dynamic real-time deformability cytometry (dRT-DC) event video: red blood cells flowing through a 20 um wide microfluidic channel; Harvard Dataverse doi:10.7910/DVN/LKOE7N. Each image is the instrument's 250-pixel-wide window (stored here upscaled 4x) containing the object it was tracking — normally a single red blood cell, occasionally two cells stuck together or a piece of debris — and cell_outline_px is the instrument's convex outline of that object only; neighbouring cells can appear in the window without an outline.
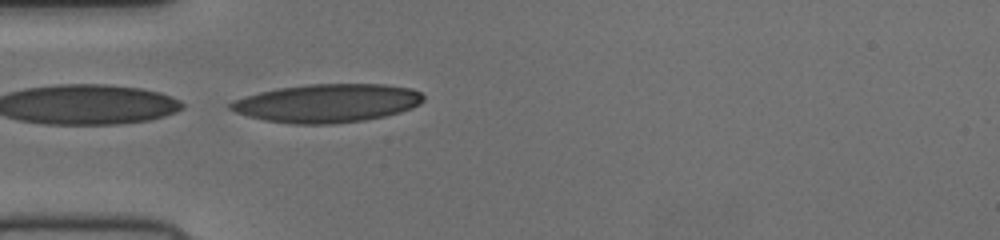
{"species": "human", "species_latin": "Homo sapiens", "temperature_condition": "cold", "stored_images_in_passage": 15, "camera_frame_rate_fps": 3000, "um_per_image_px": 0.085, "donor": {"sex": "female"}, "frame": {"image": 1, "passage_image": 15, "time_ms": 4.667, "image_size_px": [1000, 240], "cell_outline_px": [[424, 100], [420, 104], [412, 108], [400, 112], [384, 116], [364, 120], [332, 124], [292, 124], [264, 120], [248, 116], [236, 112], [228, 108], [228, 104], [236, 100], [260, 92], [280, 88], [308, 84], [384, 84], [412, 88], [420, 92], [424, 96]], "centroid_in_image_um": [27.85, 8.77], "position_along_channel_um": 57.1, "area_um2": 43.06}}